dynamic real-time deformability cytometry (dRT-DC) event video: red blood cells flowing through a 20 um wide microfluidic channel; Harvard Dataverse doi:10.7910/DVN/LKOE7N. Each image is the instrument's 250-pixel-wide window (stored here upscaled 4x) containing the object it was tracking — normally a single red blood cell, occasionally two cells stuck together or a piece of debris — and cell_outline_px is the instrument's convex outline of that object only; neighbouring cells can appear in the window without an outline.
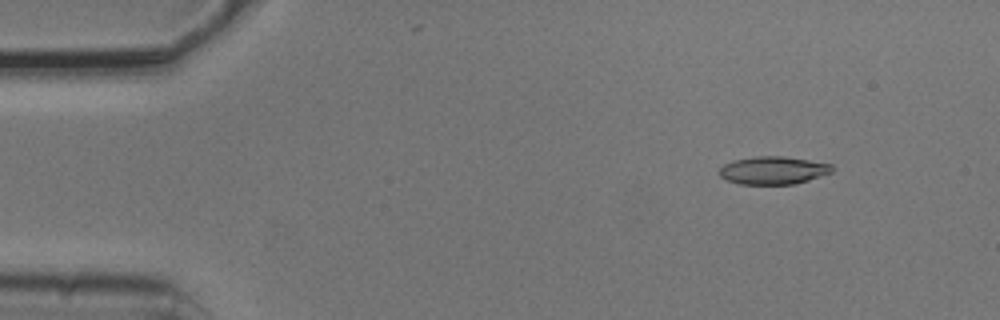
{"species": "common noctule bat (a hibernating species)", "species_latin": "Nyctalus noctula", "temperature_condition": "cold", "stored_images_in_passage": 4, "camera_frame_rate_fps": 3000, "um_per_image_px": 0.085, "animal": {"sex": "male", "body_mass_g": 20.5, "forearm_length_mm": 52.5}, "frame": {"image": 1, "passage_image": 1, "time_ms": 0.0, "image_size_px": [1000, 320], "cell_outline_px": [[832, 172], [808, 180], [792, 184], [740, 184], [728, 180], [720, 176], [720, 168], [724, 164], [732, 160], [756, 156], [784, 156], [832, 164]], "centroid_in_image_um": [65.7, 14.47], "position_along_channel_um": 19.3, "area_um2": 18.15}}
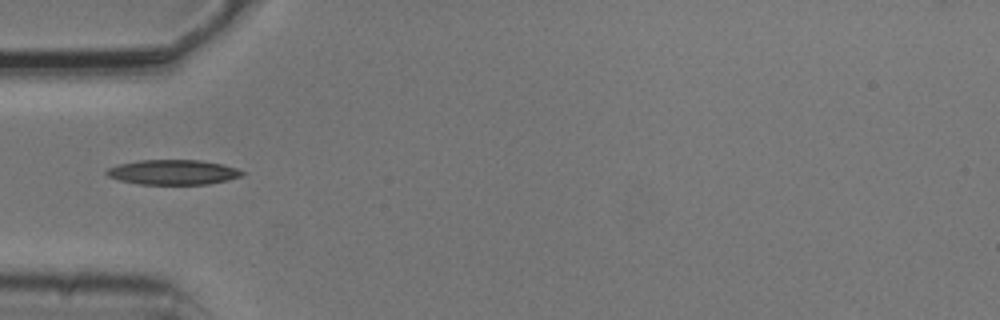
{"frame": {"image": 2, "passage_image": 4, "time_ms": 1.0, "image_size_px": [1000, 320], "cell_outline_px": [[244, 176], [228, 180], [208, 184], [140, 184], [120, 180], [108, 176], [104, 172], [108, 168], [120, 164], [140, 160], [200, 160], [220, 164], [236, 168], [244, 172]], "centroid_in_image_um": [14.72, 14.64], "position_along_channel_um": 70.3, "area_um2": 19.54}}